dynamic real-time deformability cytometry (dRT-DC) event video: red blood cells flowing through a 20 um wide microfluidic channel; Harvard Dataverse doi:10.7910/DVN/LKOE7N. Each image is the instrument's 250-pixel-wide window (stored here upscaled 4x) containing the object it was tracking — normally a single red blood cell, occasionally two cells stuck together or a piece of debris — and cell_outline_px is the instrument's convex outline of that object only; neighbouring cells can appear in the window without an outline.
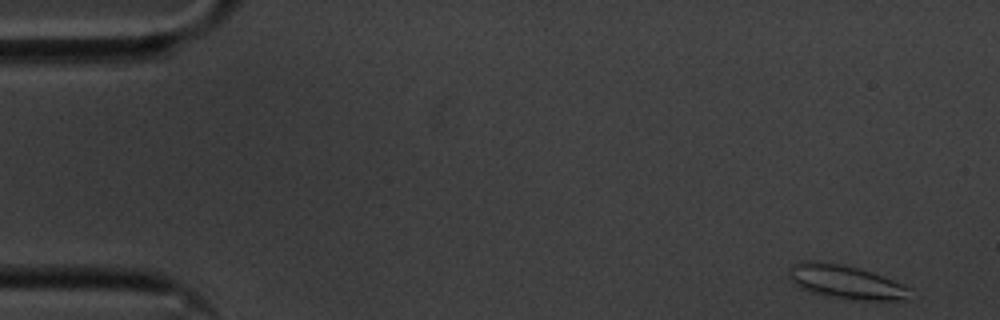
{"species": "common noctule bat (a hibernating species)", "species_latin": "Nyctalus noctula", "temperature_condition": "cold", "stored_images_in_passage": 54, "camera_frame_rate_fps": 3000, "um_per_image_px": 0.085, "animal": {"sex": "male", "body_mass_g": 20.1, "forearm_length_mm": 53.5}, "frame": {"image": 1, "passage_image": 1, "time_ms": 0.0, "image_size_px": [1000, 320], "cell_outline_px": [[912, 288], [908, 300], [864, 300], [828, 296], [812, 292], [800, 288], [788, 276], [788, 268], [792, 264], [804, 260], [808, 260], [840, 264], [856, 268], [892, 280]], "centroid_in_image_um": [71.87, 23.97], "position_along_channel_um": 13.1, "area_um2": 23.41}}
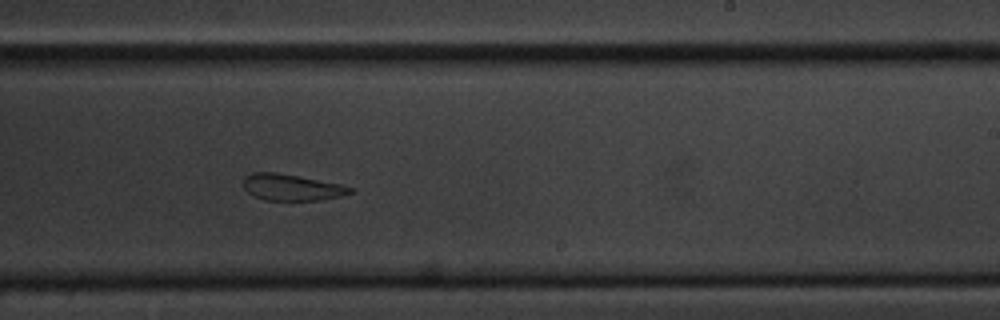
{"frame": {"image": 2, "passage_image": 32, "time_ms": 10.333, "image_size_px": [1000, 320], "cell_outline_px": [[356, 188], [352, 192], [340, 196], [320, 200], [264, 200], [252, 196], [244, 188], [244, 176], [252, 172], [276, 172], [340, 184]], "centroid_in_image_um": [24.77, 15.92], "position_along_channel_um": 264.2, "area_um2": 16.42}}
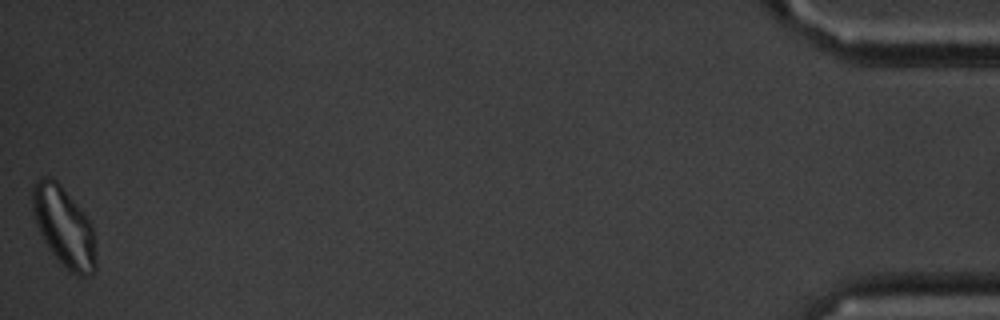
{"frame": {"image": 3, "passage_image": 54, "time_ms": 17.667, "image_size_px": [1000, 320], "cell_outline_px": [[96, 272], [88, 276], [80, 276], [68, 272], [48, 248], [36, 224], [32, 212], [32, 184], [40, 176], [48, 176], [56, 180], [60, 184], [92, 224], [96, 260]], "centroid_in_image_um": [5.42, 19.29], "position_along_channel_um": 429.8, "area_um2": 29.59}, "authors_computed_cell_mechanics": {"area_um2": 19.4208, "velocity_mm_per_s": 3.5362, "shape_relaxation_time_tau1_ms": 6.4412, "shape_relaxation_time_tau2_ms": 2.3304, "deformation_change_tau1": 0.1277, "deformation_change_tau2": 0.093}}